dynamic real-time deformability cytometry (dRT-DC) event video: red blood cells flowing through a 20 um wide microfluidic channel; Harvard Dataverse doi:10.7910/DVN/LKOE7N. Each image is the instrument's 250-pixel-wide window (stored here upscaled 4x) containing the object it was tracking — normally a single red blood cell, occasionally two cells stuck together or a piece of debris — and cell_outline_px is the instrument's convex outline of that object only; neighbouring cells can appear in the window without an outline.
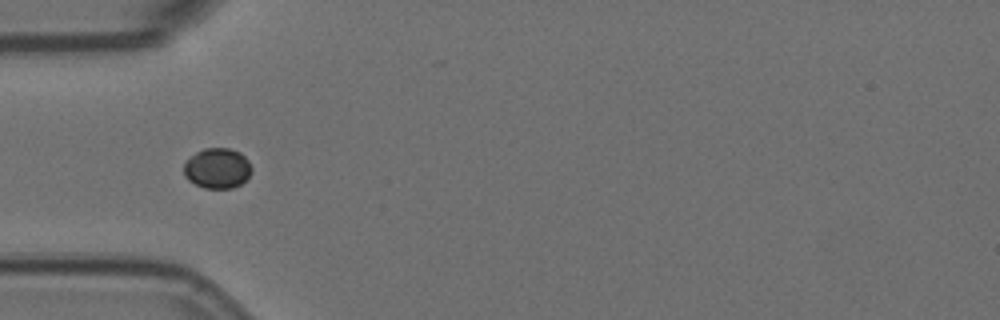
{"species": "Egyptian fruit bat (a non-hibernating species)", "species_latin": "Rousettus aegyptiacus", "temperature_condition": "room temperature", "stored_images_in_passage": 8, "camera_frame_rate_fps": 3000, "um_per_image_px": 0.085, "animal": {"sex": "female"}, "frame": {"image": 1, "passage_image": 6, "time_ms": 1.667, "image_size_px": [1000, 320], "cell_outline_px": [[252, 172], [240, 184], [232, 188], [204, 188], [188, 180], [184, 176], [184, 164], [196, 152], [204, 148], [228, 148], [240, 152], [248, 160], [252, 168]], "centroid_in_image_um": [18.48, 14.3], "position_along_channel_um": 66.5, "area_um2": 15.84}}
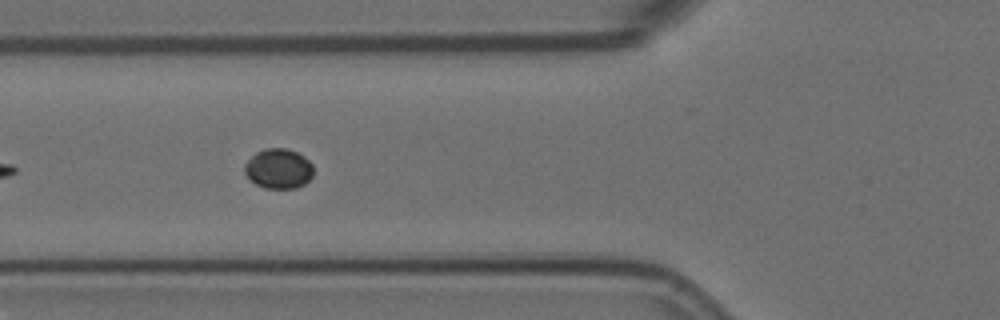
{"frame": {"image": 2, "passage_image": 7, "time_ms": 2.0, "image_size_px": [1000, 320], "cell_outline_px": [[312, 176], [304, 184], [296, 188], [264, 188], [248, 180], [244, 172], [244, 164], [256, 152], [264, 148], [288, 148], [304, 156], [312, 164]], "centroid_in_image_um": [23.64, 14.33], "position_along_channel_um": 102.2, "area_um2": 16.13}}
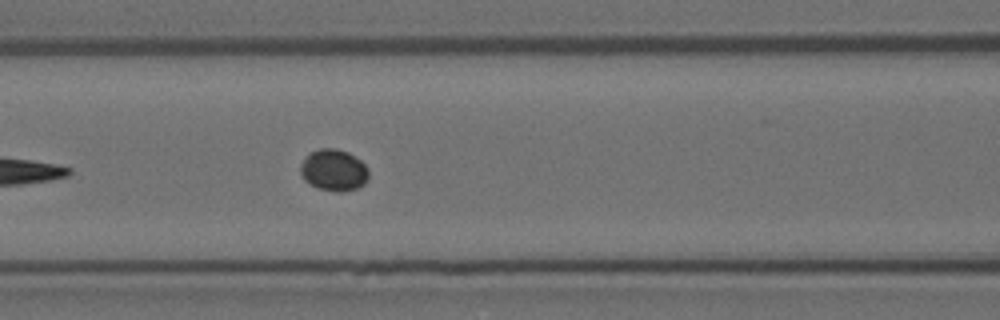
{"frame": {"image": 3, "passage_image": 8, "time_ms": 2.333, "image_size_px": [1000, 320], "cell_outline_px": [[368, 180], [364, 184], [356, 188], [344, 192], [336, 192], [320, 188], [308, 184], [304, 180], [300, 172], [300, 164], [304, 156], [308, 152], [320, 148], [336, 148], [348, 152], [360, 160], [368, 168]], "centroid_in_image_um": [28.34, 14.45], "position_along_channel_um": 138.3, "area_um2": 16.82}}